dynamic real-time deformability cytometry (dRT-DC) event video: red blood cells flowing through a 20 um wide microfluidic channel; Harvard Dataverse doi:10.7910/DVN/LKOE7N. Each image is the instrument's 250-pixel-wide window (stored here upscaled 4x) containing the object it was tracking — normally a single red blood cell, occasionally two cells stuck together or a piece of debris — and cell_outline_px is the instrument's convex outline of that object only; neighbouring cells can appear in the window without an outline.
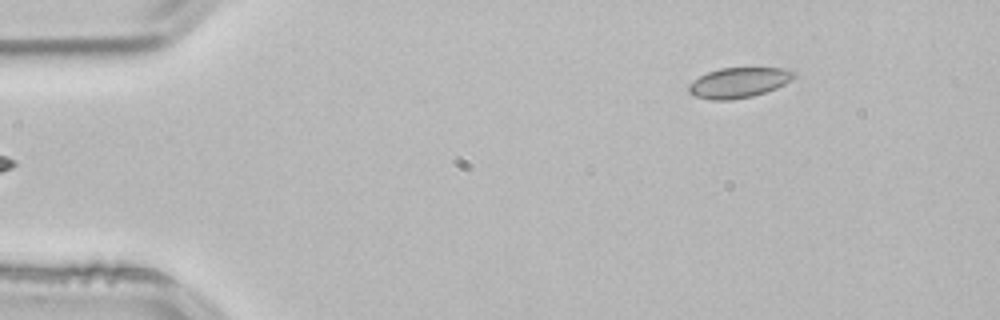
{"species": "common noctule bat (a hibernating species)", "species_latin": "Nyctalus noctula", "temperature_condition": "room temperature", "stored_images_in_passage": 3, "camera_frame_rate_fps": 3000, "um_per_image_px": 0.085, "animal": {"sex": "male", "body_mass_g": 21.5, "forearm_length_mm": 52.0}, "frame": {"image": 1, "passage_image": 3, "time_ms": 0.667, "image_size_px": [1000, 320], "cell_outline_px": [[796, 76], [792, 80], [776, 88], [752, 96], [728, 100], [712, 100], [696, 96], [688, 92], [688, 84], [692, 80], [708, 72], [720, 68], [792, 68], [796, 72]], "centroid_in_image_um": [62.82, 7.01], "position_along_channel_um": 22.2, "area_um2": 18.61}}